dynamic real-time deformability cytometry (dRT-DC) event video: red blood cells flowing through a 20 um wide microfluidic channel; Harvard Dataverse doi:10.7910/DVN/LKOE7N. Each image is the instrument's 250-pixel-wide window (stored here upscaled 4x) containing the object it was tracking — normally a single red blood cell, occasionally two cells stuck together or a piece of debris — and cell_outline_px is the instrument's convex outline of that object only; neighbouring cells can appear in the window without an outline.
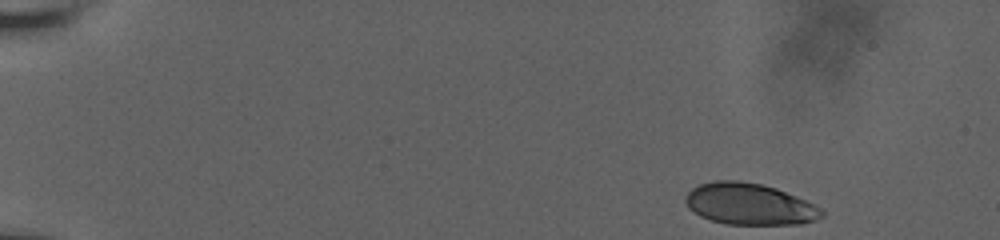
{"species": "human", "species_latin": "Homo sapiens", "temperature_condition": "room temperature", "stored_images_in_passage": 51, "camera_frame_rate_fps": 3000, "um_per_image_px": 0.085, "donor": {"sex": "male"}, "frame": {"image": 1, "passage_image": 1, "time_ms": 0.0, "image_size_px": [1000, 240], "cell_outline_px": [[824, 216], [816, 220], [800, 224], [724, 224], [700, 216], [692, 212], [688, 208], [684, 200], [684, 196], [692, 188], [700, 184], [716, 180], [736, 180], [760, 184], [776, 188], [796, 196], [820, 208], [824, 212]], "centroid_in_image_um": [63.67, 17.35], "position_along_channel_um": 21.3, "area_um2": 32.95}}
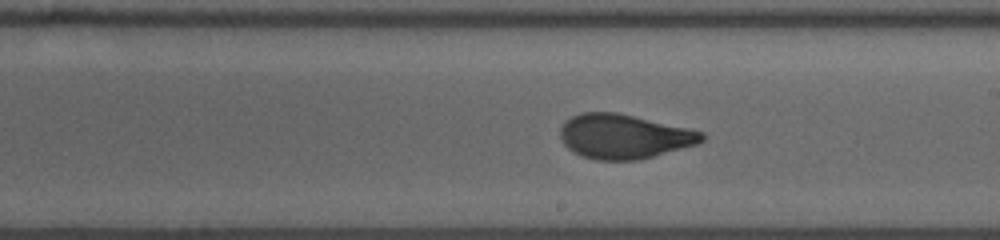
{"frame": {"image": 2, "passage_image": 29, "time_ms": 9.333, "image_size_px": [1000, 240], "cell_outline_px": [[704, 140], [696, 144], [640, 160], [596, 160], [580, 156], [572, 152], [564, 144], [560, 136], [560, 128], [572, 116], [580, 112], [616, 112], [688, 128], [704, 132]], "centroid_in_image_um": [53.01, 11.6], "position_along_channel_um": 236.0, "area_um2": 36.59}}
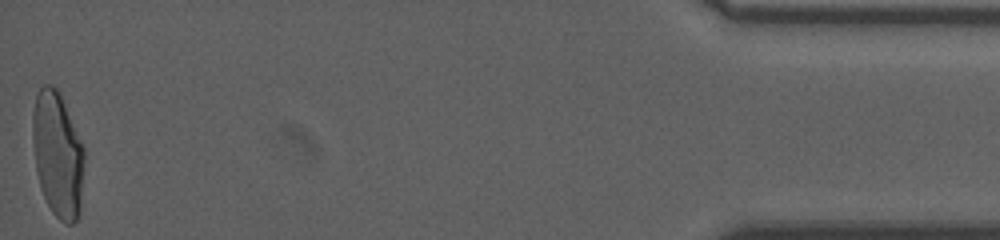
{"frame": {"image": 3, "passage_image": 51, "time_ms": 16.667, "image_size_px": [1000, 240], "cell_outline_px": [[84, 160], [80, 212], [76, 220], [72, 224], [68, 224], [60, 220], [52, 212], [40, 188], [36, 172], [32, 136], [32, 112], [36, 96], [40, 88], [44, 84], [52, 84], [60, 92], [84, 148]], "centroid_in_image_um": [4.89, 13.12], "position_along_channel_um": 430.3, "area_um2": 37.92}, "authors_computed_cell_mechanics": {"area_um2": 36.125, "velocity_mm_per_s": 3.7965, "shape_relaxation_time_tau1_ms": 5.2546, "shape_relaxation_time_tau2_ms": 0.68, "deformation_change_tau1": 0.1979, "deformation_change_tau2": 0.0669}}